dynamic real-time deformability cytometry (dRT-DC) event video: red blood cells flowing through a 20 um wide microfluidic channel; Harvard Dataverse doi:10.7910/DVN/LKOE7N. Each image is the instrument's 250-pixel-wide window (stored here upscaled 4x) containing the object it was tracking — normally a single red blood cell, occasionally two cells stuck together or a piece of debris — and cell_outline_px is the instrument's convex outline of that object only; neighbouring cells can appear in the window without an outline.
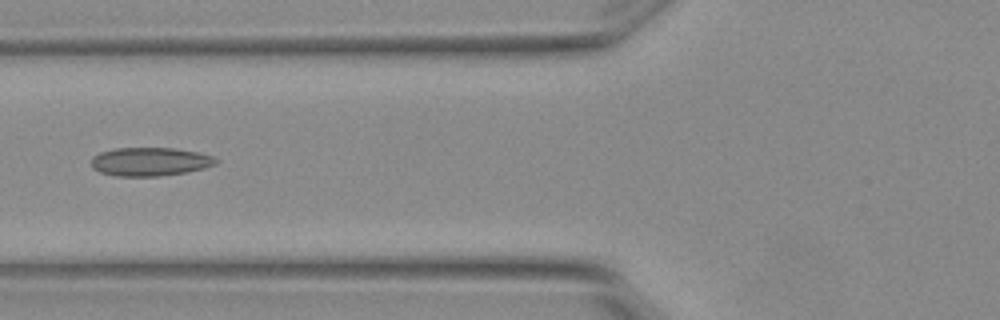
{"species": "Egyptian fruit bat (a non-hibernating species)", "species_latin": "Rousettus aegyptiacus", "temperature_condition": "warm", "stored_images_in_passage": 3, "camera_frame_rate_fps": 3000, "um_per_image_px": 0.085, "animal": {"sex": "female"}, "frame": {"image": 1, "passage_image": 2, "time_ms": 0.333, "image_size_px": [1000, 320], "cell_outline_px": [[220, 160], [216, 164], [204, 168], [184, 172], [160, 176], [116, 176], [100, 172], [92, 168], [92, 156], [100, 152], [112, 148], [172, 148], [196, 152], [212, 156]], "centroid_in_image_um": [12.72, 13.74], "position_along_channel_um": 113.1, "area_um2": 20.69}}
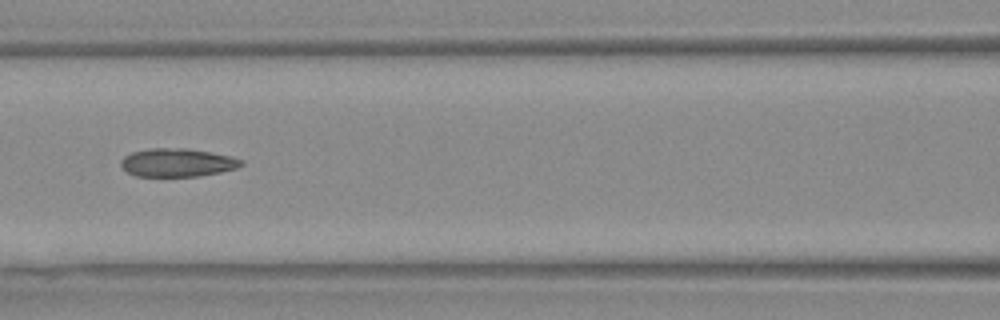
{"frame": {"image": 2, "passage_image": 3, "time_ms": 0.667, "image_size_px": [1000, 320], "cell_outline_px": [[244, 164], [236, 168], [220, 172], [196, 176], [136, 176], [128, 172], [120, 164], [120, 160], [124, 156], [132, 152], [152, 148], [184, 148], [208, 152], [228, 156], [244, 160]], "centroid_in_image_um": [15.05, 13.82], "position_along_channel_um": 151.5, "area_um2": 19.59}}